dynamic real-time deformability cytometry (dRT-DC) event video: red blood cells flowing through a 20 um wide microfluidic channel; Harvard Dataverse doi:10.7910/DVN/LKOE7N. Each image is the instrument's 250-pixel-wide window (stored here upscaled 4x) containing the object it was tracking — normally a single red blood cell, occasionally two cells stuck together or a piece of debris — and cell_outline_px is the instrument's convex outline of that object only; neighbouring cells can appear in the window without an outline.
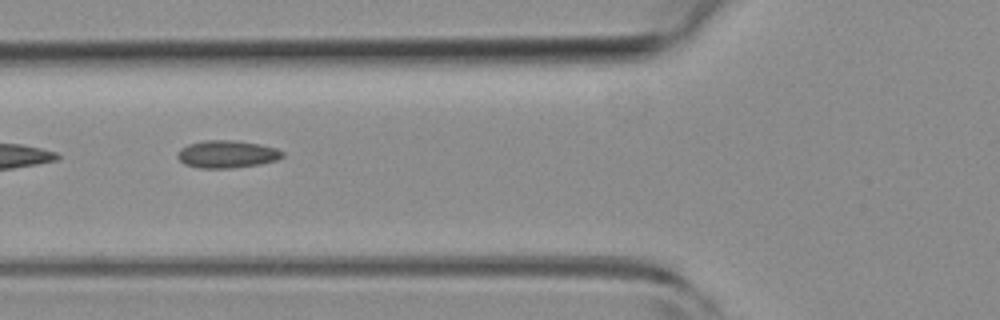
{"species": "common noctule bat (a hibernating species)", "species_latin": "Nyctalus noctula", "temperature_condition": "room temperature", "stored_images_in_passage": 8, "camera_frame_rate_fps": 3000, "um_per_image_px": 0.085, "animal": {"sex": "female", "body_mass_g": 19.3, "forearm_length_mm": 54.1}, "frame": {"image": 1, "passage_image": 5, "time_ms": 1.333, "image_size_px": [1000, 320], "cell_outline_px": [[284, 156], [276, 160], [260, 164], [232, 168], [200, 168], [184, 164], [176, 156], [180, 148], [188, 144], [204, 140], [236, 140], [260, 144], [276, 148], [284, 152]], "centroid_in_image_um": [19.29, 13.1], "position_along_channel_um": 106.5, "area_um2": 16.94}}
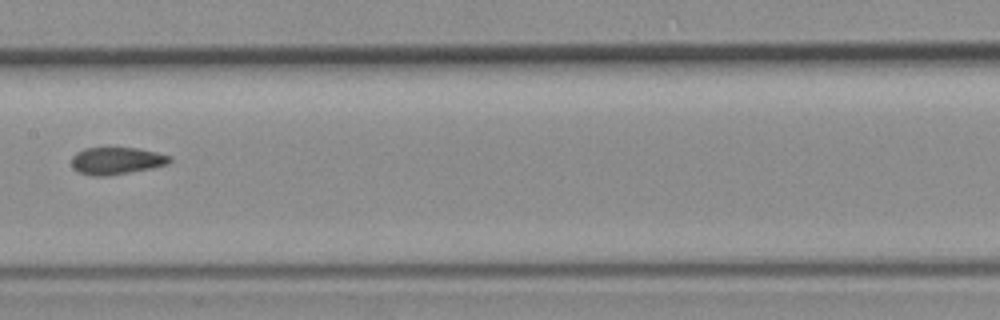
{"frame": {"image": 2, "passage_image": 7, "time_ms": 2.0, "image_size_px": [1000, 320], "cell_outline_px": [[172, 160], [168, 164], [152, 168], [108, 176], [92, 176], [80, 172], [72, 168], [72, 156], [76, 152], [84, 148], [140, 148], [172, 156]], "centroid_in_image_um": [9.92, 13.66], "position_along_channel_um": 197.5, "area_um2": 15.66}}
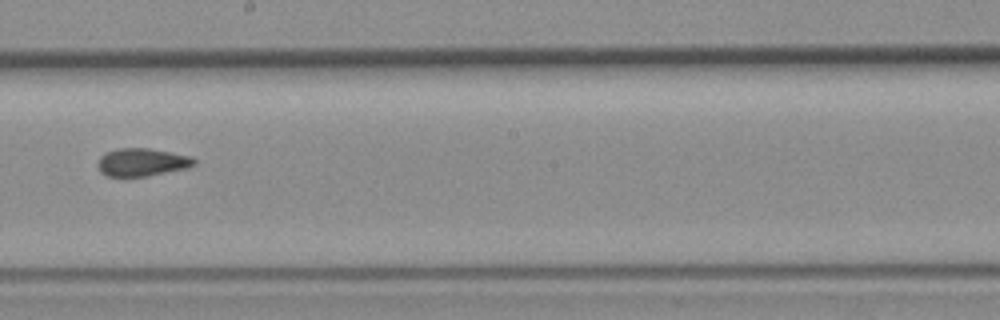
{"frame": {"image": 3, "passage_image": 8, "time_ms": 2.333, "image_size_px": [1000, 320], "cell_outline_px": [[196, 164], [188, 168], [148, 176], [108, 176], [100, 172], [100, 156], [104, 152], [120, 148], [148, 148], [192, 156], [196, 160]], "centroid_in_image_um": [12.12, 13.78], "position_along_channel_um": 236.1, "area_um2": 15.61}}